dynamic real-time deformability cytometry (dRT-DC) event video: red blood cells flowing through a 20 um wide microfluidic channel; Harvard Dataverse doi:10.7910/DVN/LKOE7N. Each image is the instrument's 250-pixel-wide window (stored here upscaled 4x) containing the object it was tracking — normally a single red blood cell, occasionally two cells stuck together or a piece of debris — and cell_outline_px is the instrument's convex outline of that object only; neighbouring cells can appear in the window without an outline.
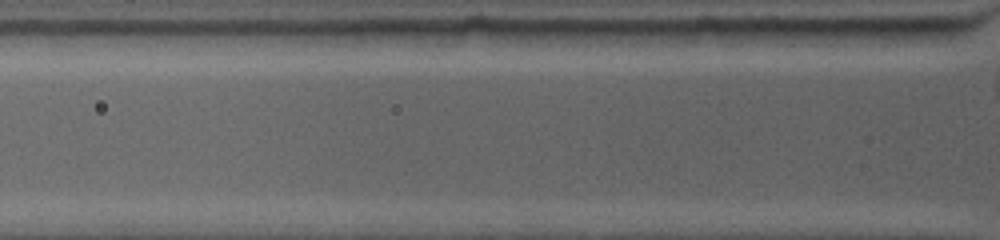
{"species": "common noctule bat (a hibernating species)", "species_latin": "Nyctalus noctula", "temperature_condition": "warm", "stored_images_in_passage": 4, "segment_of_instrument_passage": [1, 2], "camera_frame_rate_fps": 4500, "um_per_image_px": 0.085, "animal": {"sex": "female", "body_mass_g": 19.0, "forearm_length_mm": 53.3}, "frame": {"image": 1, "passage_image": 2, "time_ms": 0.222, "image_size_px": [1000, 240], "cell_outline_px": [[628, 32], [608, 44], [544, 44], [512, 32], [552, 28], [612, 28]], "centroid_in_image_um": [48.74, 3.03], "position_along_channel_um": 77.1, "area_um2": 10.35}}